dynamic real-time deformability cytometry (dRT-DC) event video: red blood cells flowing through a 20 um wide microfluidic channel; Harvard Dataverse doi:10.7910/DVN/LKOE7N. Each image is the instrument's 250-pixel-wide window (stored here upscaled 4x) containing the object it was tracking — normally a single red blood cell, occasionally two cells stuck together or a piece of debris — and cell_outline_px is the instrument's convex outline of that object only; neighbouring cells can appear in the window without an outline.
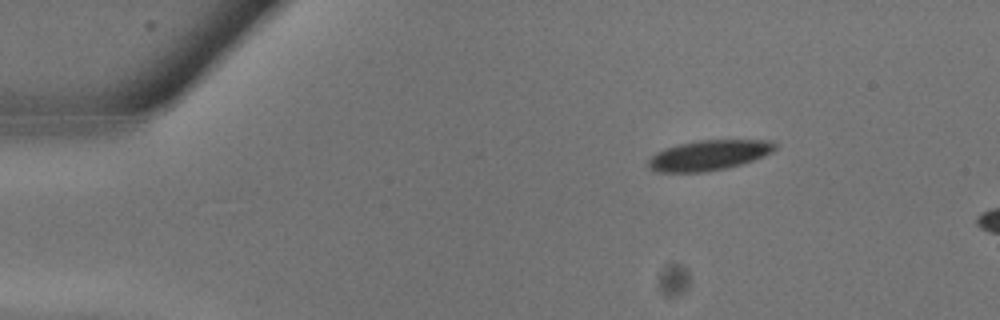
{"species": "common noctule bat (a hibernating species)", "species_latin": "Nyctalus noctula", "temperature_condition": "warm", "stored_images_in_passage": 13, "camera_frame_rate_fps": 3000, "um_per_image_px": 0.085, "animal": {"sex": "male", "body_mass_g": 13.3}, "frame": {"image": 1, "passage_image": 1, "time_ms": 0.0, "image_size_px": [1000, 320], "cell_outline_px": [[776, 148], [772, 152], [764, 156], [740, 164], [724, 168], [704, 172], [656, 172], [648, 168], [648, 160], [656, 152], [664, 148], [676, 144], [696, 140], [772, 140], [776, 144]], "centroid_in_image_um": [60.22, 13.18], "position_along_channel_um": 24.8, "area_um2": 22.37}}
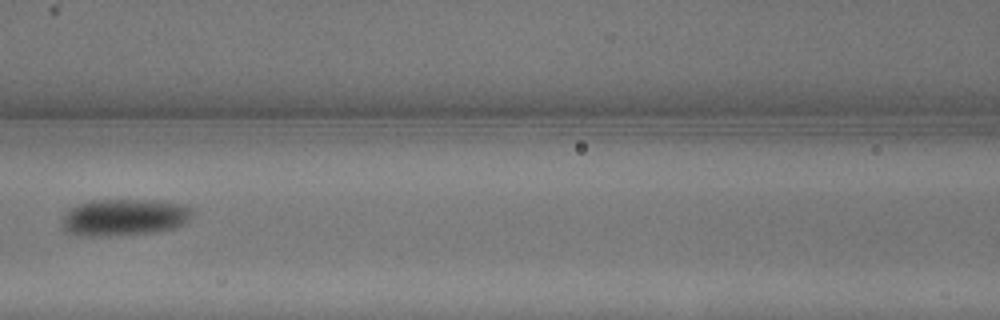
{"frame": {"image": 2, "passage_image": 9, "time_ms": 2.667, "image_size_px": [1000, 320], "cell_outline_px": [[192, 212], [188, 220], [184, 224], [172, 228], [156, 232], [108, 236], [80, 236], [68, 232], [64, 228], [64, 216], [72, 208], [80, 204], [92, 200], [156, 200], [184, 204], [192, 208]], "centroid_in_image_um": [10.61, 18.47], "position_along_channel_um": 156.0, "area_um2": 27.74}}
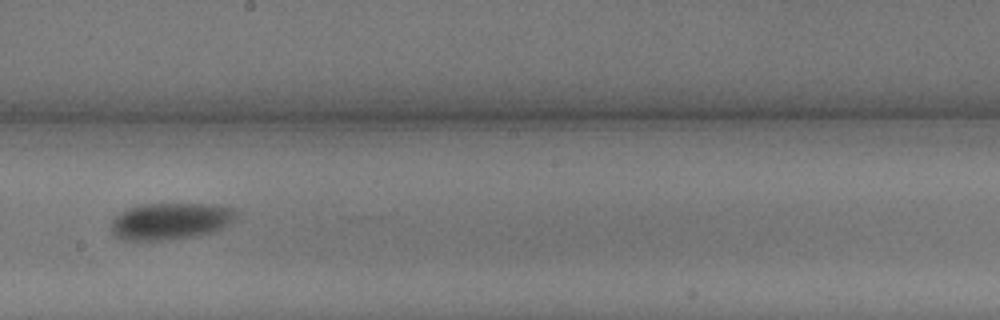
{"frame": {"image": 3, "passage_image": 12, "time_ms": 3.667, "image_size_px": [1000, 320], "cell_outline_px": [[236, 216], [224, 228], [216, 232], [168, 240], [124, 240], [116, 236], [112, 232], [112, 220], [120, 212], [128, 208], [140, 204], [216, 204], [232, 208], [236, 212]], "centroid_in_image_um": [14.5, 18.79], "position_along_channel_um": 233.7, "area_um2": 26.82}}